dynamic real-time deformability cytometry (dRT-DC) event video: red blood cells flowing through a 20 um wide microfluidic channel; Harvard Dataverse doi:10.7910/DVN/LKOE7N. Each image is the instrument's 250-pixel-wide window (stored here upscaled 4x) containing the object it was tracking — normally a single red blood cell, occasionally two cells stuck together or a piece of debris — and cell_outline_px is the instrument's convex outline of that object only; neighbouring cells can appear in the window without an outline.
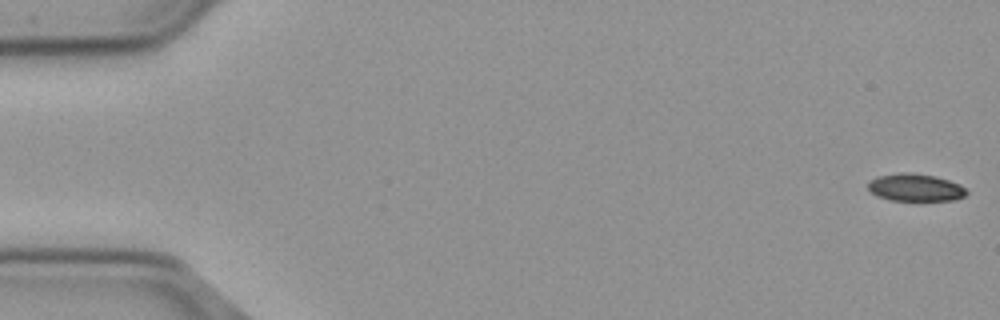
{"species": "common noctule bat (a hibernating species)", "species_latin": "Nyctalus noctula", "temperature_condition": "cold", "stored_images_in_passage": 56, "camera_frame_rate_fps": 3000, "um_per_image_px": 0.085, "animal": {"sex": "male", "body_mass_g": 23.1, "forearm_length_mm": 52.7}, "frame": {"image": 1, "passage_image": 1, "time_ms": 0.0, "image_size_px": [1000, 320], "cell_outline_px": [[968, 192], [964, 196], [956, 200], [892, 200], [876, 196], [868, 188], [868, 184], [876, 176], [900, 172], [908, 172], [936, 176], [960, 184]], "centroid_in_image_um": [77.81, 15.93], "position_along_channel_um": 7.2, "area_um2": 15.72}}
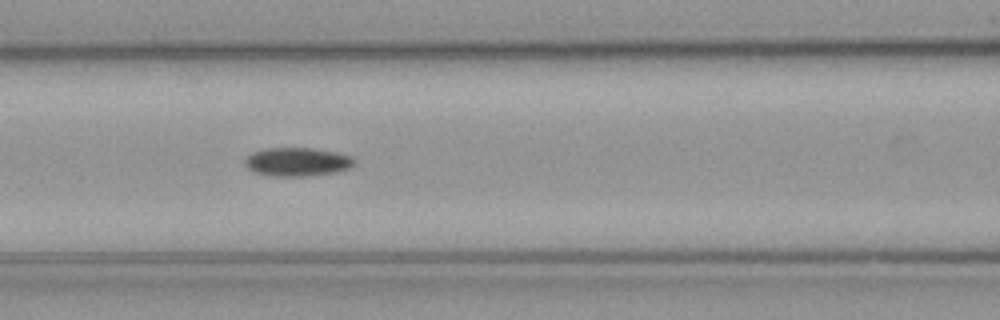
{"frame": {"image": 2, "passage_image": 24, "time_ms": 7.667, "image_size_px": [1000, 320], "cell_outline_px": [[356, 164], [348, 168], [336, 172], [304, 176], [276, 176], [256, 172], [248, 168], [244, 164], [244, 160], [252, 152], [264, 148], [312, 148], [336, 152], [352, 156], [356, 160]], "centroid_in_image_um": [25.29, 13.74], "position_along_channel_um": 141.3, "area_um2": 18.21}}
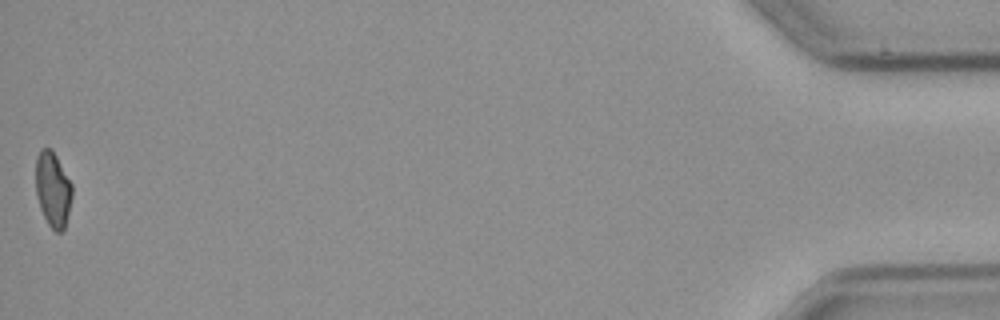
{"frame": {"image": 3, "passage_image": 56, "time_ms": 18.333, "image_size_px": [1000, 320], "cell_outline_px": [[72, 196], [64, 228], [60, 232], [56, 232], [48, 224], [40, 208], [36, 196], [36, 156], [40, 148], [52, 148], [72, 184]], "centroid_in_image_um": [4.48, 16.06], "position_along_channel_um": 430.7, "area_um2": 15.9}, "authors_computed_cell_mechanics": {"area_um2": 16.8776, "velocity_mm_per_s": 3.6856, "shape_relaxation_time_tau1_ms": 8.8741, "shape_relaxation_time_tau2_ms": null, "deformation_change_tau1": 0.1301, "deformation_change_tau2": null}}